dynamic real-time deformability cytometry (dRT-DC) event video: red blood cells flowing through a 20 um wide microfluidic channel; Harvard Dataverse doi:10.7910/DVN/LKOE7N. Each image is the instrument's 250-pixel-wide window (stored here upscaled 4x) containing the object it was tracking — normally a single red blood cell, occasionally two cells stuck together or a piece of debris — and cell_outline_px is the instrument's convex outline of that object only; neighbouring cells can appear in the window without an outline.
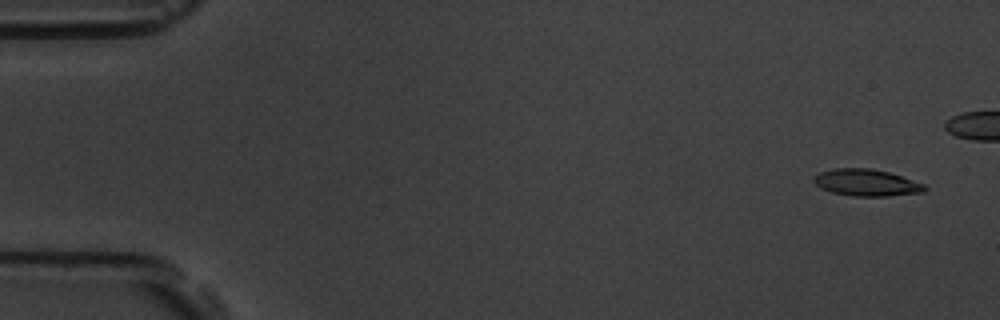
{"species": "common noctule bat (a hibernating species)", "species_latin": "Nyctalus noctula", "temperature_condition": "room temperature", "stored_images_in_passage": 5, "camera_frame_rate_fps": 3000, "um_per_image_px": 0.085, "animal": {"sex": "male", "body_mass_g": 19.5, "forearm_length_mm": 54.6}, "frame": {"image": 1, "passage_image": 1, "time_ms": 0.0, "image_size_px": [1000, 320], "cell_outline_px": [[928, 188], [924, 192], [888, 196], [852, 196], [832, 192], [820, 188], [812, 180], [820, 172], [832, 168], [872, 168], [888, 172], [924, 184]], "centroid_in_image_um": [73.64, 15.52], "position_along_channel_um": 11.4, "area_um2": 17.28}}
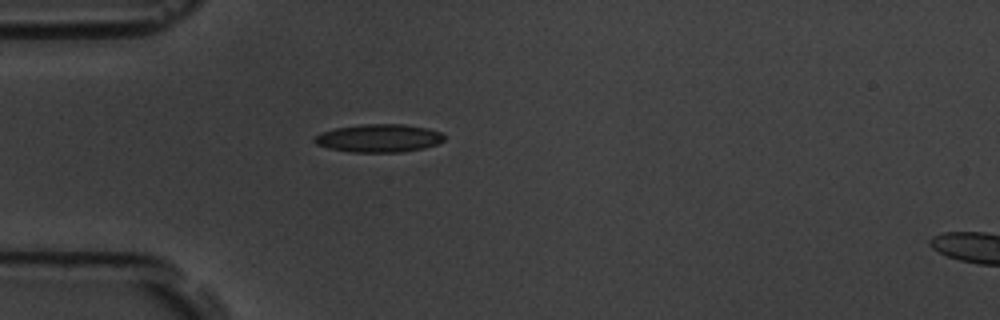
{"frame": {"image": 2, "passage_image": 5, "time_ms": 6.333, "image_size_px": [1000, 320], "cell_outline_px": [[444, 140], [436, 144], [424, 148], [404, 152], [352, 152], [328, 148], [316, 144], [312, 140], [316, 136], [324, 132], [336, 128], [364, 124], [404, 124], [428, 128], [440, 132], [444, 136]], "centroid_in_image_um": [32.22, 11.75], "position_along_channel_um": 52.8, "area_um2": 21.1}}